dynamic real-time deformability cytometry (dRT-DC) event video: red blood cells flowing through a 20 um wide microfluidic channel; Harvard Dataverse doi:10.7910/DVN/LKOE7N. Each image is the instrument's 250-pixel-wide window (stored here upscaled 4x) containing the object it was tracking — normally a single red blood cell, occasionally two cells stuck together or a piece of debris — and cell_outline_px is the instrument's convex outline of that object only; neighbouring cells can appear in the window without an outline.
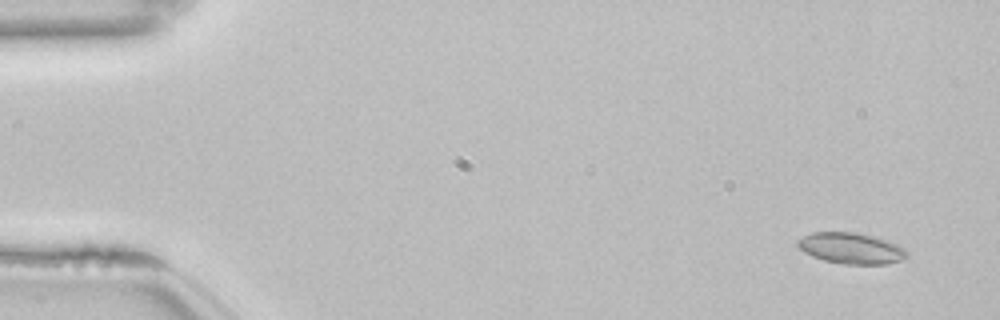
{"species": "common noctule bat (a hibernating species)", "species_latin": "Nyctalus noctula", "temperature_condition": "room temperature", "stored_images_in_passage": 54, "camera_frame_rate_fps": 3000, "um_per_image_px": 0.085, "animal": {"sex": "female", "body_mass_g": 22.7, "forearm_length_mm": 54.2}, "frame": {"image": 1, "passage_image": 4, "time_ms": 1.0, "image_size_px": [1000, 320], "cell_outline_px": [[908, 256], [900, 260], [888, 264], [844, 264], [824, 260], [812, 256], [804, 252], [796, 244], [796, 240], [812, 232], [856, 232], [872, 236], [896, 244], [904, 248], [908, 252]], "centroid_in_image_um": [72.33, 21.1], "position_along_channel_um": 12.7, "area_um2": 19.65}}
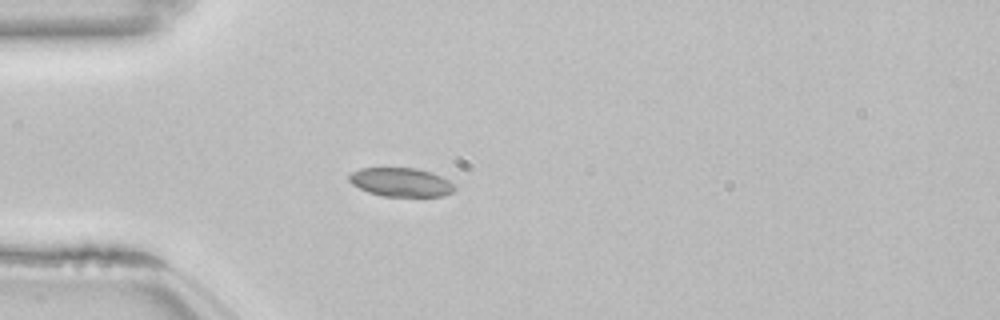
{"frame": {"image": 2, "passage_image": 16, "time_ms": 5.0, "image_size_px": [1000, 320], "cell_outline_px": [[456, 188], [452, 192], [444, 196], [384, 196], [368, 192], [352, 184], [348, 180], [348, 176], [352, 172], [360, 168], [416, 168], [432, 172], [456, 184]], "centroid_in_image_um": [34.1, 15.48], "position_along_channel_um": 50.9, "area_um2": 17.74}}
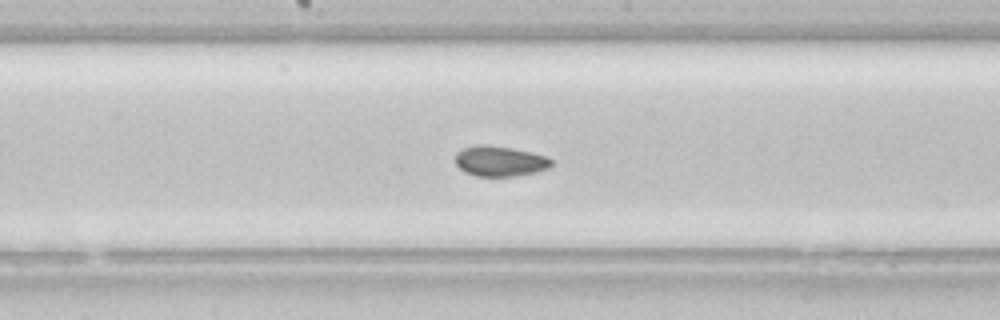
{"frame": {"image": 3, "passage_image": 29, "time_ms": 9.333, "image_size_px": [1000, 320], "cell_outline_px": [[552, 164], [548, 168], [536, 172], [516, 176], [476, 176], [460, 168], [456, 164], [456, 152], [464, 148], [476, 144], [484, 144], [512, 148], [532, 152], [544, 156], [552, 160]], "centroid_in_image_um": [42.49, 13.69], "position_along_channel_um": 205.7, "area_um2": 16.88}, "authors_computed_cell_mechanics": {"area_um2": 17.9758, "velocity_mm_per_s": 3.8265, "shape_relaxation_time_tau1_ms": null, "shape_relaxation_time_tau2_ms": 2.2415, "deformation_change_tau1": null, "deformation_change_tau2": 0.0486}}